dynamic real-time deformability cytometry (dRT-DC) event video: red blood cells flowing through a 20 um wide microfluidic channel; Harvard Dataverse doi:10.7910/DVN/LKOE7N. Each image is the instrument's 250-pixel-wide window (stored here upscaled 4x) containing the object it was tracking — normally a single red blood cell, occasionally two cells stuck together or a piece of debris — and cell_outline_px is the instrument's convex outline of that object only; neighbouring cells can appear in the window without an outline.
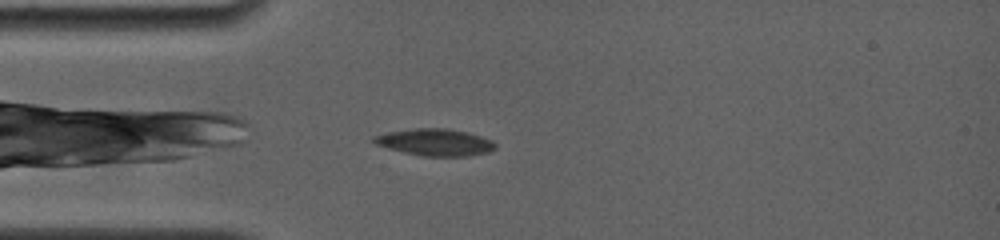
{"species": "common noctule bat (a hibernating species)", "species_latin": "Nyctalus noctula", "temperature_condition": "room temperature", "stored_images_in_passage": 22, "camera_frame_rate_fps": 4000, "um_per_image_px": 0.085, "animal": {"sex": "female", "body_mass_g": 19.0, "forearm_length_mm": 56.7}, "frame": {"image": 1, "passage_image": 1, "time_ms": 0.0, "image_size_px": [1000, 240], "cell_outline_px": [[496, 148], [488, 152], [468, 156], [424, 156], [404, 152], [388, 148], [376, 144], [372, 140], [372, 136], [388, 132], [416, 128], [448, 128], [468, 132], [492, 140], [496, 144]], "centroid_in_image_um": [37.0, 12.08], "position_along_channel_um": 48.0, "area_um2": 19.02}}
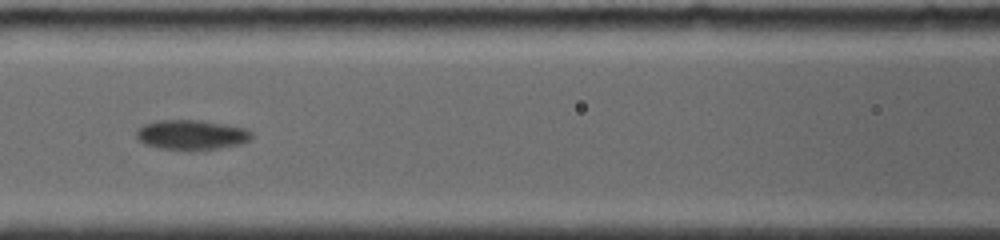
{"frame": {"image": 2, "passage_image": 7, "time_ms": 3.0, "image_size_px": [1000, 240], "cell_outline_px": [[252, 140], [240, 144], [220, 148], [160, 148], [144, 144], [136, 136], [136, 128], [144, 124], [156, 120], [200, 120], [228, 124], [244, 128], [252, 132]], "centroid_in_image_um": [16.29, 11.42], "position_along_channel_um": 150.3, "area_um2": 19.77}}
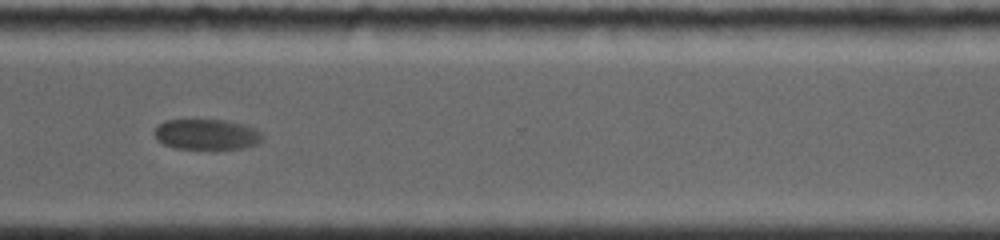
{"frame": {"image": 3, "passage_image": 20, "time_ms": 8.5, "image_size_px": [1000, 240], "cell_outline_px": [[264, 136], [256, 144], [240, 148], [176, 148], [164, 144], [156, 140], [156, 128], [164, 120], [224, 120], [248, 124], [256, 128]], "centroid_in_image_um": [17.6, 11.4], "position_along_channel_um": 353.0, "area_um2": 19.02}, "authors_computed_cell_mechanics": {"area_um2": 19.5364, "velocity_mm_per_s": 3.6746, "shape_relaxation_time_tau1_ms": 3.8366, "shape_relaxation_time_tau2_ms": null, "deformation_change_tau1": 0.0634, "deformation_change_tau2": null}}